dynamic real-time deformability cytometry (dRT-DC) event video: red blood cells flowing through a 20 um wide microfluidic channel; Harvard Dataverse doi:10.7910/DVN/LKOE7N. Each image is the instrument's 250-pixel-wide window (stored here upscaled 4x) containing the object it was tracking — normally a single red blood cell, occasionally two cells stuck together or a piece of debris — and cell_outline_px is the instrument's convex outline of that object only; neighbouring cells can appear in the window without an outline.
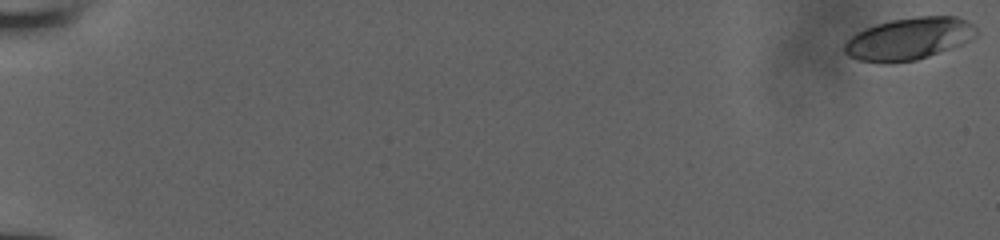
{"species": "human", "species_latin": "Homo sapiens", "temperature_condition": "room temperature", "stored_images_in_passage": 54, "camera_frame_rate_fps": 3000, "um_per_image_px": 0.085, "donor": {"sex": "male"}, "frame": {"image": 1, "passage_image": 1, "time_ms": 0.0, "image_size_px": [1000, 240], "cell_outline_px": [[976, 36], [960, 44], [928, 56], [916, 60], [860, 60], [848, 56], [844, 52], [844, 44], [856, 32], [876, 24], [892, 20], [916, 16], [956, 16], [972, 24], [976, 28]], "centroid_in_image_um": [77.26, 3.25], "position_along_channel_um": 7.7, "area_um2": 31.39}}
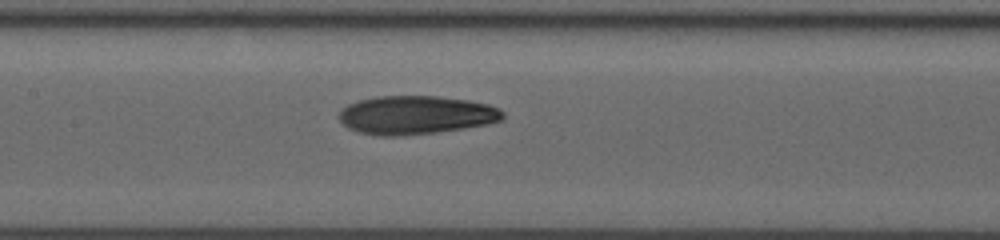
{"frame": {"image": 2, "passage_image": 29, "time_ms": 9.333, "image_size_px": [1000, 240], "cell_outline_px": [[504, 120], [488, 124], [464, 128], [436, 132], [396, 136], [380, 136], [360, 132], [348, 128], [340, 120], [340, 112], [348, 104], [360, 100], [376, 96], [440, 96], [468, 100], [488, 104], [500, 108], [504, 112]], "centroid_in_image_um": [35.4, 9.77], "position_along_channel_um": 172.0, "area_um2": 36.76}}
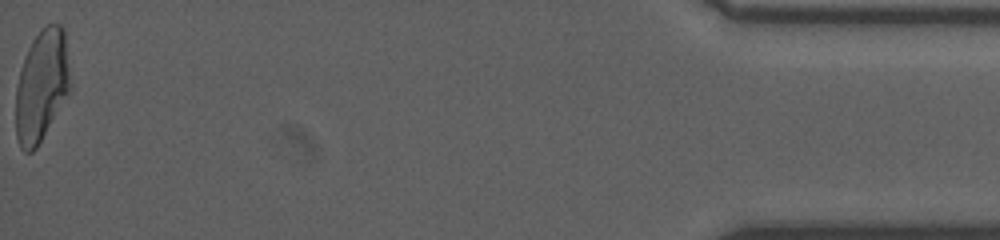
{"frame": {"image": 3, "passage_image": 54, "time_ms": 17.667, "image_size_px": [1000, 240], "cell_outline_px": [[72, 88], [36, 148], [32, 152], [24, 152], [20, 148], [16, 136], [16, 84], [20, 68], [28, 48], [32, 40], [40, 28], [48, 24], [60, 24], [64, 28]], "centroid_in_image_um": [3.54, 7.26], "position_along_channel_um": 431.7, "area_um2": 35.78}}